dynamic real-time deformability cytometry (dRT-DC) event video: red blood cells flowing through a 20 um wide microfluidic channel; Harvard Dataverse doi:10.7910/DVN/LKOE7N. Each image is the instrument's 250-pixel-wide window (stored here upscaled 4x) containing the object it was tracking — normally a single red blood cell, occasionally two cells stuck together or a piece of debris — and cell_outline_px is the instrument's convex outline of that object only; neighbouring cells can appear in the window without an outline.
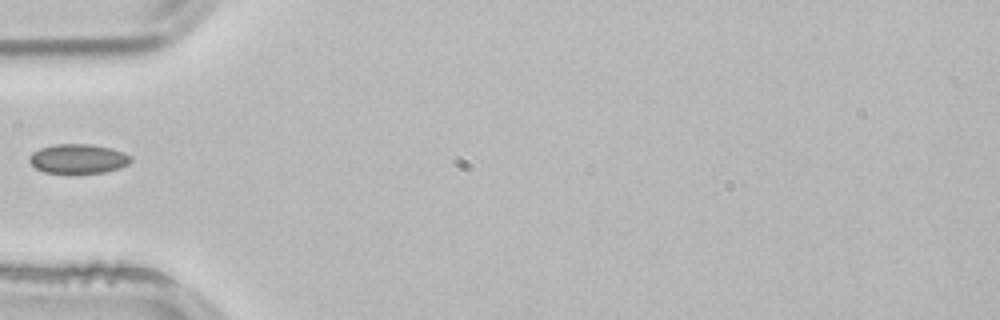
{"species": "common noctule bat (a hibernating species)", "species_latin": "Nyctalus noctula", "temperature_condition": "room temperature", "stored_images_in_passage": 2, "camera_frame_rate_fps": 3000, "um_per_image_px": 0.085, "animal": {"sex": "male", "body_mass_g": 21.5, "forearm_length_mm": 52.0}, "frame": {"image": 1, "passage_image": 2, "time_ms": 0.333, "image_size_px": [1000, 320], "cell_outline_px": [[132, 160], [128, 164], [120, 168], [104, 172], [44, 172], [36, 168], [28, 160], [28, 156], [32, 152], [40, 148], [52, 144], [92, 144], [112, 148], [124, 152], [132, 156]], "centroid_in_image_um": [6.65, 13.47], "position_along_channel_um": 78.3, "area_um2": 17.4}}